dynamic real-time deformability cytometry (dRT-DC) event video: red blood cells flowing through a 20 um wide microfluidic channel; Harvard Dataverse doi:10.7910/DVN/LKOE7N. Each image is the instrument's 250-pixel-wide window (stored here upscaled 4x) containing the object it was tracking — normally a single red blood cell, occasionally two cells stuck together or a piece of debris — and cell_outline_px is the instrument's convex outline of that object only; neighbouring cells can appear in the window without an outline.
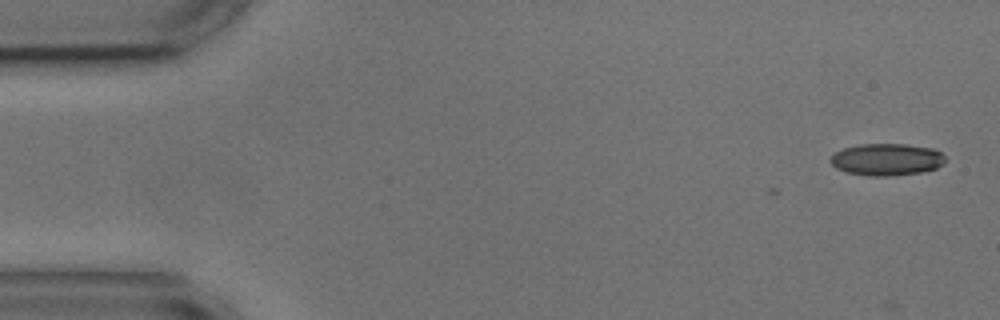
{"species": "common noctule bat (a hibernating species)", "species_latin": "Nyctalus noctula", "temperature_condition": "cold", "stored_images_in_passage": 7, "camera_frame_rate_fps": 3000, "um_per_image_px": 0.085, "animal": {"sex": "male", "body_mass_g": 17.9, "forearm_length_mm": 54.2}, "frame": {"image": 1, "passage_image": 1, "time_ms": 0.0, "image_size_px": [1000, 320], "cell_outline_px": [[944, 164], [936, 168], [920, 172], [892, 176], [868, 176], [848, 172], [836, 168], [828, 160], [836, 152], [844, 148], [860, 144], [904, 144], [936, 148], [944, 156]], "centroid_in_image_um": [75.38, 13.55], "position_along_channel_um": 9.6, "area_um2": 21.44}}
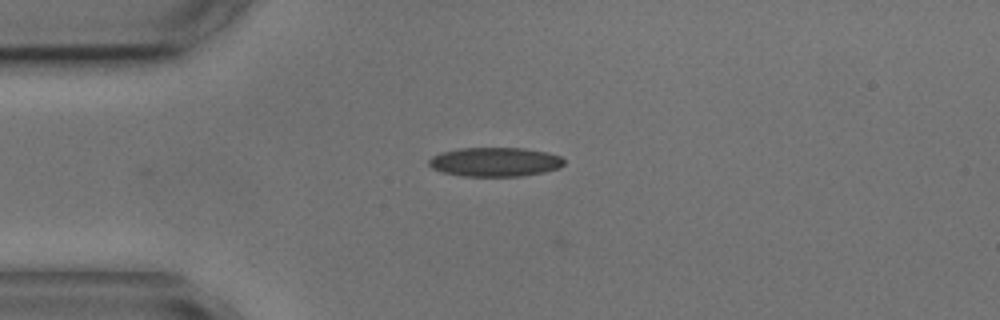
{"frame": {"image": 2, "passage_image": 4, "time_ms": 3.667, "image_size_px": [1000, 320], "cell_outline_px": [[564, 164], [560, 168], [544, 172], [520, 176], [464, 176], [440, 172], [432, 168], [428, 164], [428, 160], [432, 156], [440, 152], [460, 148], [524, 148], [548, 152], [560, 156], [564, 160]], "centroid_in_image_um": [42.06, 13.76], "position_along_channel_um": 42.9, "area_um2": 23.12}}
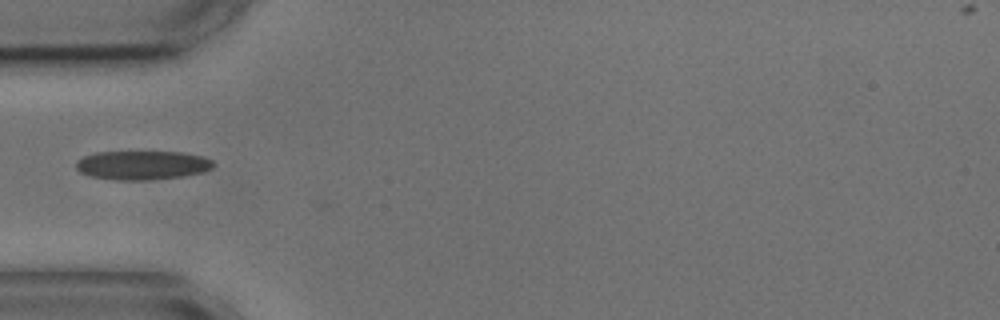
{"frame": {"image": 3, "passage_image": 5, "time_ms": 5.0, "image_size_px": [1000, 320], "cell_outline_px": [[212, 168], [200, 172], [180, 176], [148, 180], [116, 180], [92, 176], [80, 172], [76, 168], [76, 160], [84, 156], [96, 152], [180, 152], [200, 156], [212, 160]], "centroid_in_image_um": [12.03, 14.03], "position_along_channel_um": 73.0, "area_um2": 22.83}}